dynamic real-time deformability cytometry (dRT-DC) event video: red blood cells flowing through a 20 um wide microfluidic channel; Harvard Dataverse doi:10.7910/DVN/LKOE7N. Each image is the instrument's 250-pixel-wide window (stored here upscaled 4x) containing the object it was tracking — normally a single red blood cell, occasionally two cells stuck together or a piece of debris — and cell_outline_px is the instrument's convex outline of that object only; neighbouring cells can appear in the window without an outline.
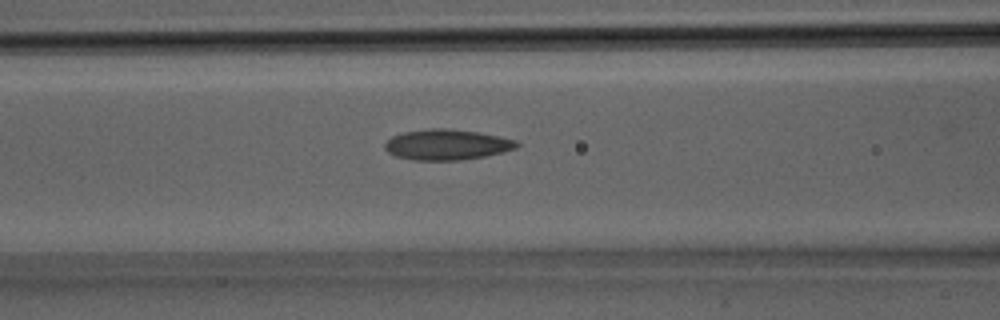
{"species": "Egyptian fruit bat (a non-hibernating species)", "species_latin": "Rousettus aegyptiacus", "temperature_condition": "room temperature", "stored_images_in_passage": 14, "camera_frame_rate_fps": 3000, "um_per_image_px": 0.085, "animal": {"sex": "male"}, "frame": {"image": 1, "passage_image": 8, "time_ms": 2.333, "image_size_px": [1000, 320], "cell_outline_px": [[520, 144], [516, 148], [504, 152], [484, 156], [460, 160], [412, 160], [396, 156], [388, 152], [384, 148], [384, 144], [392, 136], [404, 132], [428, 128], [448, 128], [480, 132], [516, 140]], "centroid_in_image_um": [37.98, 12.29], "position_along_channel_um": 128.6, "area_um2": 23.58}}
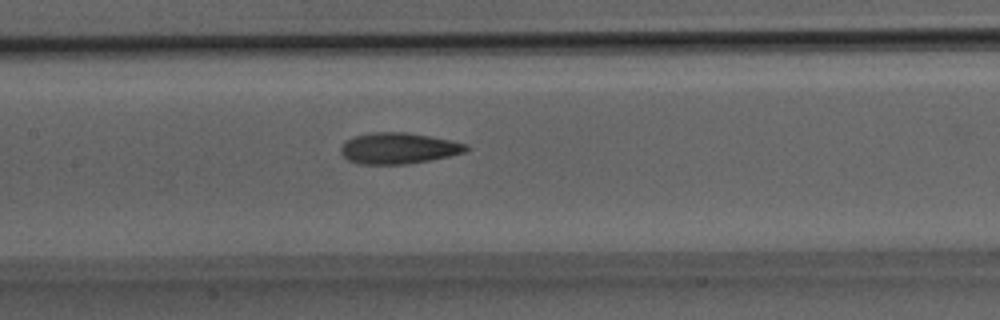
{"frame": {"image": 2, "passage_image": 10, "time_ms": 3.0, "image_size_px": [1000, 320], "cell_outline_px": [[472, 148], [464, 152], [432, 160], [408, 164], [360, 164], [348, 160], [340, 152], [340, 148], [352, 136], [372, 132], [408, 132], [468, 144]], "centroid_in_image_um": [33.88, 12.6], "position_along_channel_um": 173.5, "area_um2": 22.72}}